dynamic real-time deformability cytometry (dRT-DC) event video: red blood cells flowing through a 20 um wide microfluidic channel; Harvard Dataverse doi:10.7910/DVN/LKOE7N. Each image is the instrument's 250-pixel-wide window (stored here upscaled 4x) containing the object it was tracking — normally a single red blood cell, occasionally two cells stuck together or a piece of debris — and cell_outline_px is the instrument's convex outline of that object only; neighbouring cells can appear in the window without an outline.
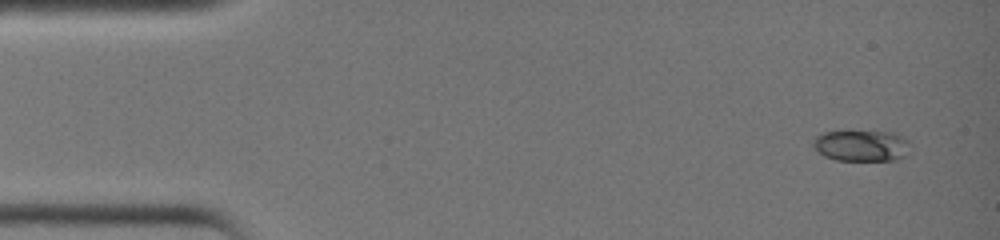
{"species": "common noctule bat (a hibernating species)", "species_latin": "Nyctalus noctula", "temperature_condition": "warm", "stored_images_in_passage": 36, "camera_frame_rate_fps": 3000, "um_per_image_px": 0.085, "animal": {"sex": "female", "body_mass_g": 19.0, "forearm_length_mm": 51.5}, "frame": {"image": 1, "passage_image": 1, "time_ms": 0.0, "image_size_px": [1000, 240], "cell_outline_px": [[908, 156], [896, 160], [836, 160], [824, 156], [812, 144], [812, 140], [816, 136], [824, 132], [848, 128], [892, 132], [904, 136], [908, 140]], "centroid_in_image_um": [73.23, 12.32], "position_along_channel_um": 11.8, "area_um2": 18.55}}
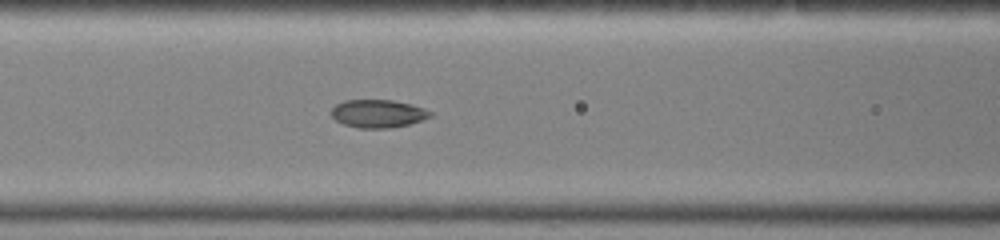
{"frame": {"image": 2, "passage_image": 15, "time_ms": 4.667, "image_size_px": [1000, 240], "cell_outline_px": [[432, 116], [408, 124], [392, 128], [360, 128], [344, 124], [336, 120], [332, 116], [332, 108], [336, 104], [344, 100], [392, 100], [412, 104], [424, 108], [432, 112]], "centroid_in_image_um": [32.14, 9.65], "position_along_channel_um": 134.5, "area_um2": 16.07}}
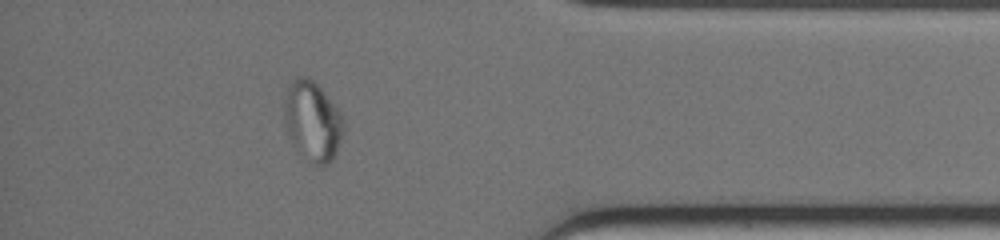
{"frame": {"image": 3, "passage_image": 32, "time_ms": 10.333, "image_size_px": [1000, 240], "cell_outline_px": [[344, 128], [336, 152], [332, 160], [328, 164], [312, 164], [296, 148], [288, 132], [284, 120], [284, 108], [288, 88], [292, 80], [296, 76], [308, 76], [324, 92], [340, 112], [344, 120]], "centroid_in_image_um": [26.57, 10.28], "position_along_channel_um": 408.6, "area_um2": 27.05}}